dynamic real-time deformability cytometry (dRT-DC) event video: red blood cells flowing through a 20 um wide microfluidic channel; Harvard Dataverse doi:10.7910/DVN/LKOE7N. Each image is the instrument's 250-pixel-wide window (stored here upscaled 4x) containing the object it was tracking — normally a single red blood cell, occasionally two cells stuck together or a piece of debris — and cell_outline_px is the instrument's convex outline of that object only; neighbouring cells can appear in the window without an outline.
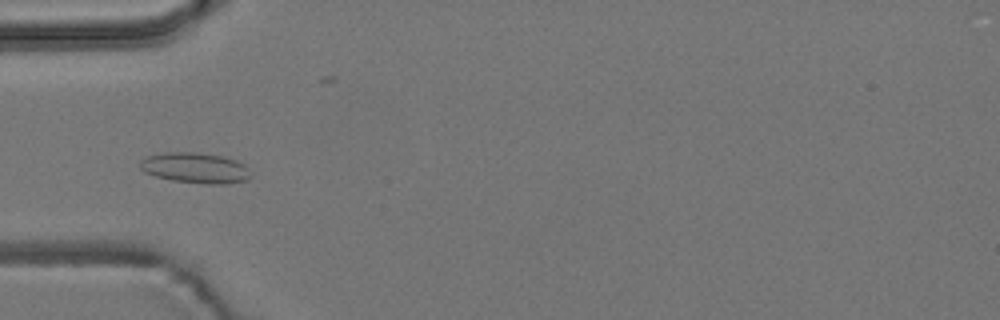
{"species": "common noctule bat (a hibernating species)", "species_latin": "Nyctalus noctula", "temperature_condition": "room temperature", "stored_images_in_passage": 9, "camera_frame_rate_fps": 3000, "um_per_image_px": 0.085, "animal": {"sex": "male", "body_mass_g": 19.2, "forearm_length_mm": 51.8}, "frame": {"image": 1, "passage_image": 6, "time_ms": 5.667, "image_size_px": [1000, 320], "cell_outline_px": [[252, 176], [244, 180], [224, 184], [208, 184], [172, 180], [156, 176], [144, 172], [140, 168], [140, 160], [148, 156], [164, 152], [196, 152], [224, 156], [236, 160], [244, 164], [248, 168]], "centroid_in_image_um": [16.6, 14.26], "position_along_channel_um": 68.4, "area_um2": 19.71}}
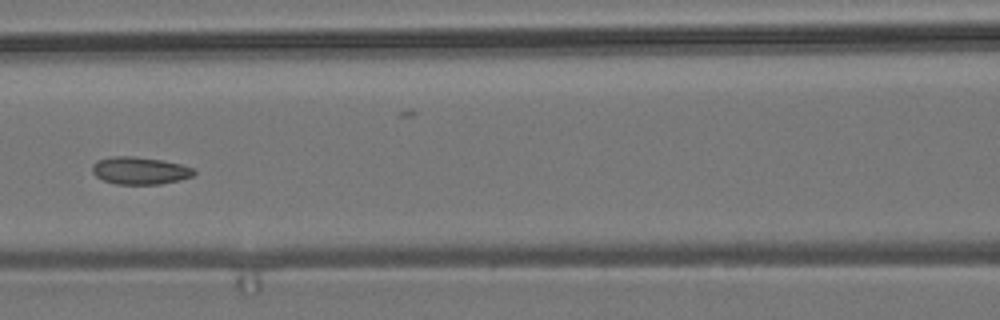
{"frame": {"image": 2, "passage_image": 8, "time_ms": 8.0, "image_size_px": [1000, 320], "cell_outline_px": [[196, 172], [192, 176], [180, 180], [160, 184], [116, 184], [104, 180], [96, 176], [92, 172], [92, 164], [96, 160], [112, 156], [132, 156], [160, 160], [180, 164], [192, 168]], "centroid_in_image_um": [11.85, 14.5], "position_along_channel_um": 154.7, "area_um2": 16.18}}
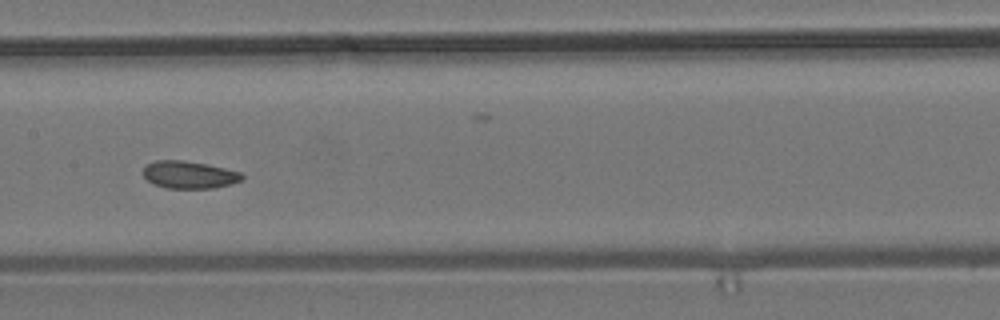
{"frame": {"image": 3, "passage_image": 9, "time_ms": 9.0, "image_size_px": [1000, 320], "cell_outline_px": [[244, 180], [232, 184], [212, 188], [164, 188], [152, 184], [144, 176], [144, 168], [148, 164], [156, 160], [184, 160], [208, 164], [240, 172], [244, 176]], "centroid_in_image_um": [16.1, 14.86], "position_along_channel_um": 191.3, "area_um2": 15.9}}